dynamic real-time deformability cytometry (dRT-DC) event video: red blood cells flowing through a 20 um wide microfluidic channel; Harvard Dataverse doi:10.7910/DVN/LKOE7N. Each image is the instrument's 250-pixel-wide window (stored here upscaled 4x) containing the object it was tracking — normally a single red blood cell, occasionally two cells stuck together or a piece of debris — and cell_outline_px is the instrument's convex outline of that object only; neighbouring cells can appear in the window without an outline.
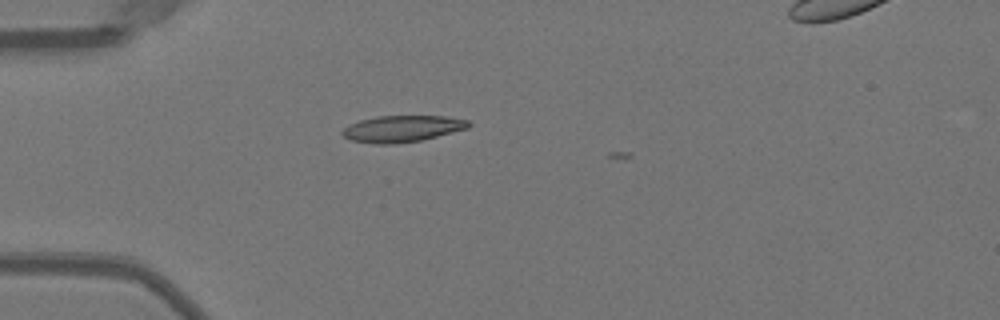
{"species": "Egyptian fruit bat (a non-hibernating species)", "species_latin": "Rousettus aegyptiacus", "temperature_condition": "warm", "stored_images_in_passage": 7, "camera_frame_rate_fps": 3000, "um_per_image_px": 0.085, "animal": {"sex": "female"}, "frame": {"image": 1, "passage_image": 3, "time_ms": 0.667, "image_size_px": [1000, 320], "cell_outline_px": [[472, 124], [468, 128], [420, 140], [396, 144], [372, 144], [348, 140], [340, 132], [344, 128], [360, 120], [376, 116], [444, 116], [468, 120]], "centroid_in_image_um": [34.16, 10.95], "position_along_channel_um": 50.8, "area_um2": 19.48}}